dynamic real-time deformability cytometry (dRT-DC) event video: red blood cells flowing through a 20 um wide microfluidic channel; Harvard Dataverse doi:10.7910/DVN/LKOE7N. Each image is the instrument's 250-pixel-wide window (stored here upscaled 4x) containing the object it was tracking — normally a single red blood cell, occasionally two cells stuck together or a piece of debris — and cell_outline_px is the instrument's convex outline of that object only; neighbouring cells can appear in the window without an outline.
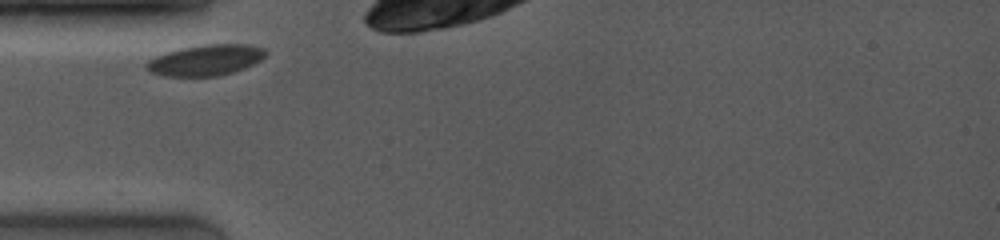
{"species": "common noctule bat (a hibernating species)", "species_latin": "Nyctalus noctula", "temperature_condition": "room temperature", "stored_images_in_passage": 2, "camera_frame_rate_fps": 4000, "um_per_image_px": 0.085, "animal": {"sex": "female", "body_mass_g": 19.0, "forearm_length_mm": 53.3}, "frame": {"image": 1, "passage_image": 1, "time_ms": 0.0, "image_size_px": [1000, 240], "cell_outline_px": [[268, 52], [260, 60], [244, 68], [220, 76], [164, 76], [148, 72], [144, 68], [144, 64], [148, 60], [156, 56], [168, 52], [184, 48], [204, 44], [248, 44], [264, 48]], "centroid_in_image_um": [17.46, 5.12], "position_along_channel_um": 67.5, "area_um2": 21.44}}